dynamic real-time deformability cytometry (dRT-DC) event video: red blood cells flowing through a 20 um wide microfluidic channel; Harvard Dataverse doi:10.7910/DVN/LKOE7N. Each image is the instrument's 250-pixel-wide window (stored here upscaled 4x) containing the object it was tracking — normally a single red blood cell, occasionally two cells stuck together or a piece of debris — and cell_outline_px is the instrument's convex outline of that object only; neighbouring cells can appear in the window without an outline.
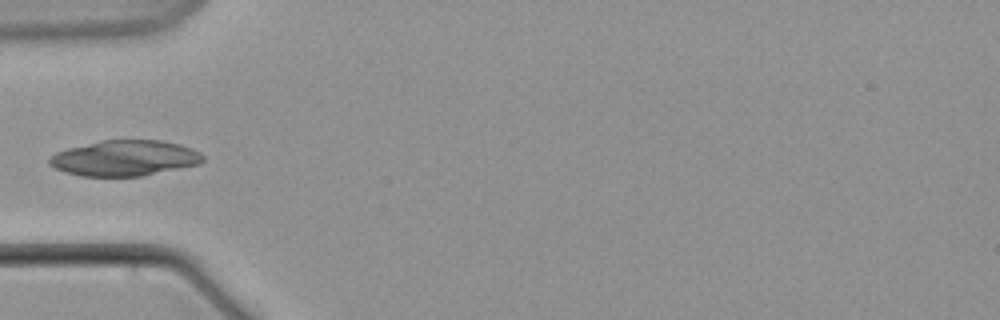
{"species": "common noctule bat (a hibernating species)", "species_latin": "Nyctalus noctula", "temperature_condition": "warm", "stored_images_in_passage": 6, "camera_frame_rate_fps": 3000, "um_per_image_px": 0.085, "animal": {"sex": "male", "body_mass_g": 21.5, "forearm_length_mm": 52.0}, "frame": {"image": 1, "passage_image": 6, "time_ms": 6.333, "image_size_px": [1000, 320], "cell_outline_px": [[204, 160], [200, 164], [140, 176], [80, 176], [64, 172], [48, 164], [48, 160], [56, 152], [68, 148], [104, 140], [160, 140], [180, 144], [192, 148], [200, 152], [204, 156]], "centroid_in_image_um": [10.61, 13.44], "position_along_channel_um": 74.4, "area_um2": 31.79}}